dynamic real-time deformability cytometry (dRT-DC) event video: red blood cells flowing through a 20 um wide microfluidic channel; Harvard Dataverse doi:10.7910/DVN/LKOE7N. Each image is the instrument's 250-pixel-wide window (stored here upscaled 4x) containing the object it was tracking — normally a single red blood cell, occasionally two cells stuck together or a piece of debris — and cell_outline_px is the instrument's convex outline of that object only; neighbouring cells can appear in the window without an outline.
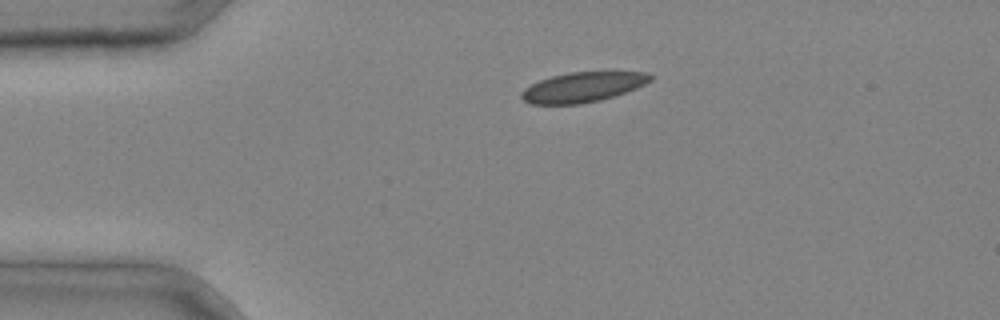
{"species": "common noctule bat (a hibernating species)", "species_latin": "Nyctalus noctula", "temperature_condition": "cold", "stored_images_in_passage": 2, "camera_frame_rate_fps": 3000, "um_per_image_px": 0.085, "animal": {"sex": "male", "body_mass_g": 20.4}, "frame": {"image": 1, "passage_image": 1, "time_ms": 0.0, "image_size_px": [1000, 320], "cell_outline_px": [[652, 80], [636, 88], [600, 100], [580, 104], [532, 104], [524, 100], [520, 96], [520, 92], [524, 88], [540, 80], [552, 76], [568, 72], [648, 72], [652, 76]], "centroid_in_image_um": [49.51, 7.4], "position_along_channel_um": 35.5, "area_um2": 22.31}}